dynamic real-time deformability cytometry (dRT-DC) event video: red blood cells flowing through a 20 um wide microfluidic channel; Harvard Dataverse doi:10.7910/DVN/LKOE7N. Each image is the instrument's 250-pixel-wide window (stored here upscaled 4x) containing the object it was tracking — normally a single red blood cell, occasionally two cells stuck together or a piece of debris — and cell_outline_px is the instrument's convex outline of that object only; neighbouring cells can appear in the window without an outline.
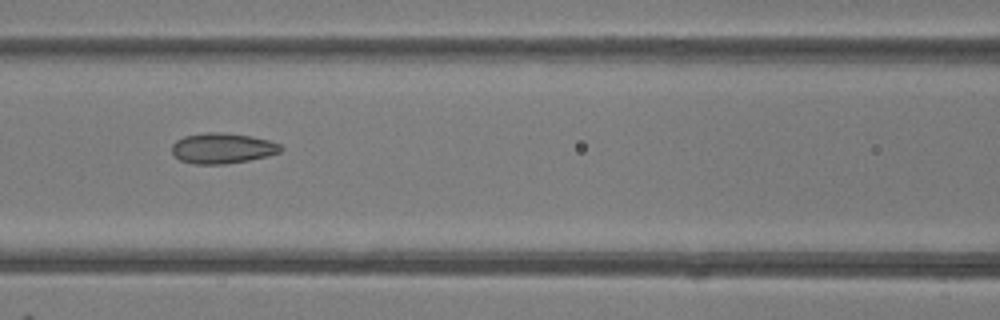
{"species": "common noctule bat (a hibernating species)", "species_latin": "Nyctalus noctula", "temperature_condition": "room temperature", "stored_images_in_passage": 7, "camera_frame_rate_fps": 3000, "um_per_image_px": 0.085, "animal": {"sex": "female"}, "frame": {"image": 1, "passage_image": 6, "time_ms": 5.667, "image_size_px": [1000, 320], "cell_outline_px": [[284, 148], [280, 152], [268, 156], [248, 160], [224, 164], [192, 164], [180, 160], [172, 152], [172, 144], [176, 140], [184, 136], [204, 132], [220, 132], [248, 136], [268, 140], [280, 144]], "centroid_in_image_um": [18.89, 12.6], "position_along_channel_um": 147.7, "area_um2": 19.31}}
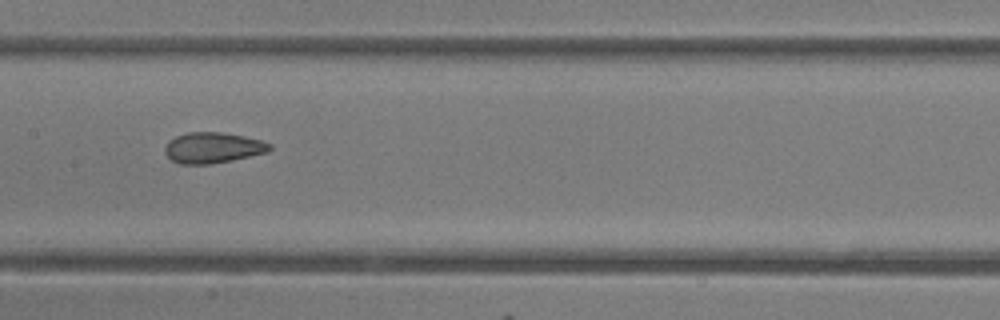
{"frame": {"image": 2, "passage_image": 7, "time_ms": 6.667, "image_size_px": [1000, 320], "cell_outline_px": [[272, 148], [268, 152], [232, 160], [208, 164], [180, 164], [172, 160], [164, 152], [164, 148], [168, 140], [176, 136], [188, 132], [224, 132], [244, 136], [260, 140], [272, 144]], "centroid_in_image_um": [18.09, 12.55], "position_along_channel_um": 189.3, "area_um2": 18.84}}